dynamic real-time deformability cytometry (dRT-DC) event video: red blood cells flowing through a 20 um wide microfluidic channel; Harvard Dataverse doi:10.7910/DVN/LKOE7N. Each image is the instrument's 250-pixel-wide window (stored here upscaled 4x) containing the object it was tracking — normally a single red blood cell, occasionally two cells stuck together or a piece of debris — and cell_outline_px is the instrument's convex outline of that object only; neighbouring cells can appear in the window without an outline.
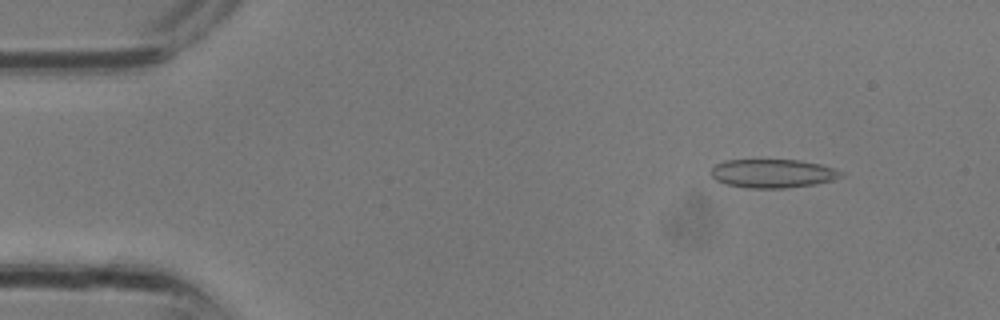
{"species": "common noctule bat (a hibernating species)", "species_latin": "Nyctalus noctula", "temperature_condition": "room temperature", "stored_images_in_passage": 12, "camera_frame_rate_fps": 3000, "um_per_image_px": 0.085, "animal": {"sex": "male", "body_mass_g": 13.3}, "frame": {"image": 1, "passage_image": 1, "time_ms": 0.0, "image_size_px": [1000, 320], "cell_outline_px": [[844, 176], [832, 180], [816, 184], [784, 188], [748, 188], [724, 184], [716, 180], [712, 176], [712, 168], [716, 164], [724, 160], [800, 160], [820, 164], [844, 172]], "centroid_in_image_um": [65.69, 14.75], "position_along_channel_um": 19.3, "area_um2": 21.73}}
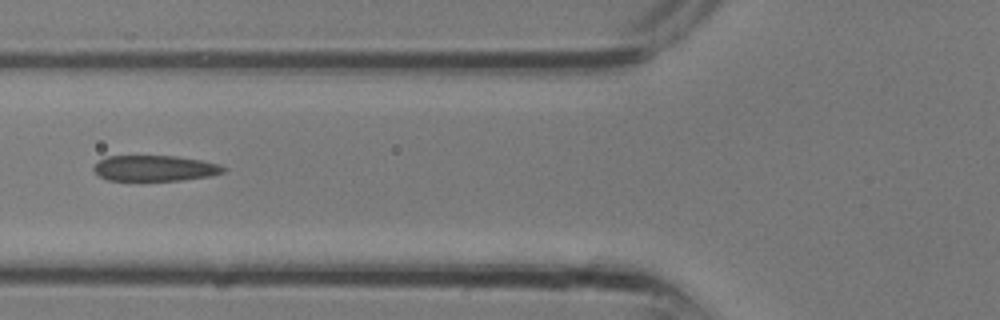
{"frame": {"image": 2, "passage_image": 9, "time_ms": 2.667, "image_size_px": [1000, 320], "cell_outline_px": [[228, 168], [224, 172], [208, 176], [180, 180], [108, 180], [100, 176], [92, 168], [96, 160], [108, 156], [176, 156], [200, 160], [216, 164]], "centroid_in_image_um": [13.11, 14.29], "position_along_channel_um": 112.7, "area_um2": 19.31}}
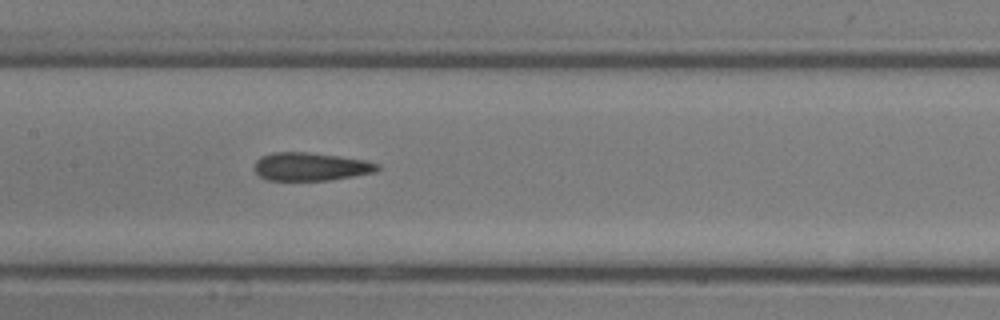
{"frame": {"image": 3, "passage_image": 12, "time_ms": 3.667, "image_size_px": [1000, 320], "cell_outline_px": [[380, 168], [376, 172], [328, 180], [268, 180], [260, 176], [252, 168], [256, 160], [260, 156], [272, 152], [308, 152], [364, 160], [380, 164]], "centroid_in_image_um": [26.37, 14.16], "position_along_channel_um": 181.0, "area_um2": 20.17}}